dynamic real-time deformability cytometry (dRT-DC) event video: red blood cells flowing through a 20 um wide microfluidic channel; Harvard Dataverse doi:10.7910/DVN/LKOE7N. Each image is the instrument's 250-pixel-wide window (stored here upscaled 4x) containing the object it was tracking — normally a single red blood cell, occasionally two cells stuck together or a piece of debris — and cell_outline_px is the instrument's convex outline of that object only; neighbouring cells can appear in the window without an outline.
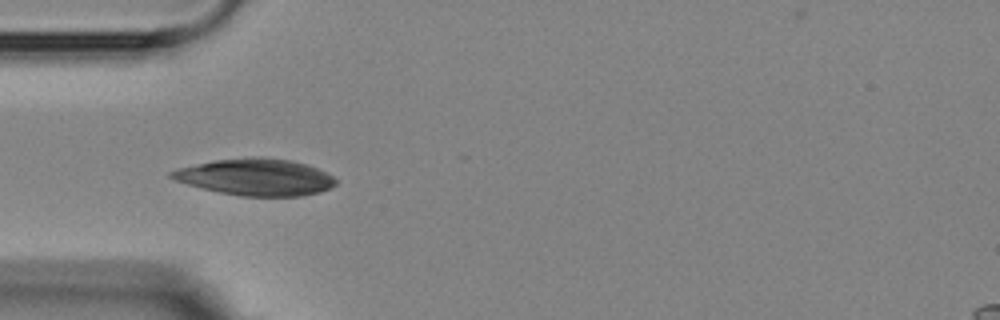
{"species": "Egyptian fruit bat (a non-hibernating species)", "species_latin": "Rousettus aegyptiacus", "temperature_condition": "room temperature", "stored_images_in_passage": 5, "camera_frame_rate_fps": 3000, "um_per_image_px": 0.085, "animal": {"sex": "female"}, "frame": {"image": 1, "passage_image": 5, "time_ms": 4.667, "image_size_px": [1000, 320], "cell_outline_px": [[336, 184], [332, 188], [320, 192], [300, 196], [240, 196], [220, 192], [188, 184], [176, 180], [168, 176], [168, 172], [180, 168], [196, 164], [216, 160], [252, 156], [260, 156], [292, 160], [308, 164], [332, 176], [336, 180]], "centroid_in_image_um": [21.77, 15.04], "position_along_channel_um": 63.2, "area_um2": 35.08}}